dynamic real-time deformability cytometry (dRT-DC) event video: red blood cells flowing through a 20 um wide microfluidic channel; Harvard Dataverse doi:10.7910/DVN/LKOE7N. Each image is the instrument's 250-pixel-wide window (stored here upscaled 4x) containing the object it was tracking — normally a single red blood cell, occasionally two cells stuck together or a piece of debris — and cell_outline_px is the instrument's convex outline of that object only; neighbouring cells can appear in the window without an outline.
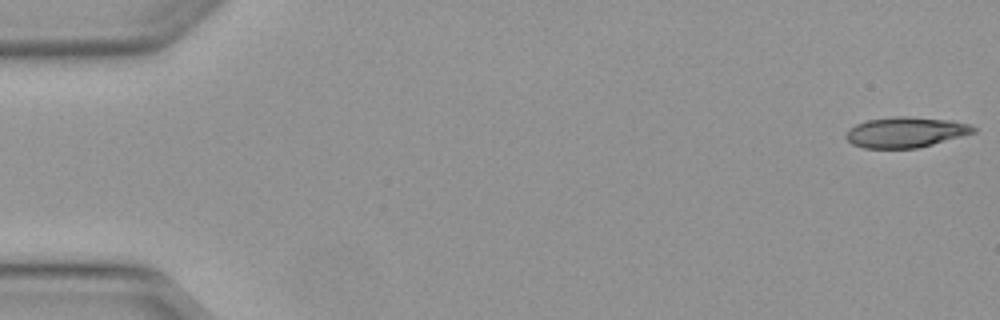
{"species": "Egyptian fruit bat (a non-hibernating species)", "species_latin": "Rousettus aegyptiacus", "temperature_condition": "warm", "stored_images_in_passage": 49, "camera_frame_rate_fps": 3000, "um_per_image_px": 0.085, "animal": {"sex": "female"}, "frame": {"image": 1, "passage_image": 1, "time_ms": 0.0, "image_size_px": [1000, 320], "cell_outline_px": [[976, 132], [920, 148], [864, 148], [852, 144], [844, 136], [848, 128], [856, 124], [868, 120], [892, 116], [908, 116], [948, 120], [972, 124], [976, 128]], "centroid_in_image_um": [76.98, 11.24], "position_along_channel_um": 8.0, "area_um2": 22.83}}
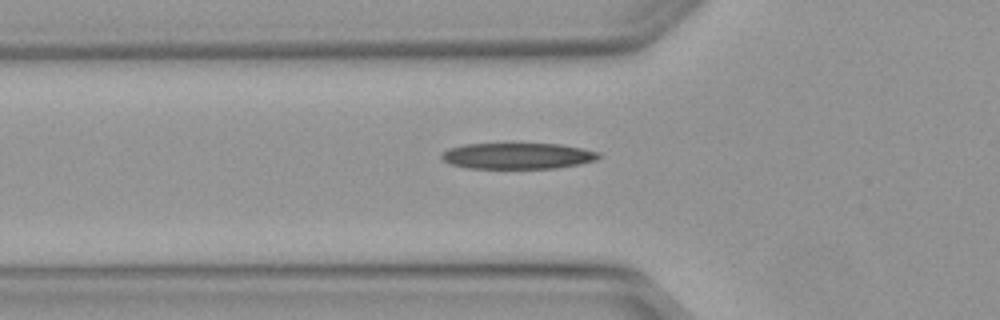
{"frame": {"image": 2, "passage_image": 17, "time_ms": 5.333, "image_size_px": [1000, 320], "cell_outline_px": [[600, 156], [596, 160], [580, 164], [556, 168], [468, 168], [448, 164], [440, 156], [448, 148], [464, 144], [560, 144], [600, 152]], "centroid_in_image_um": [43.98, 13.25], "position_along_channel_um": 81.8, "area_um2": 23.81}}
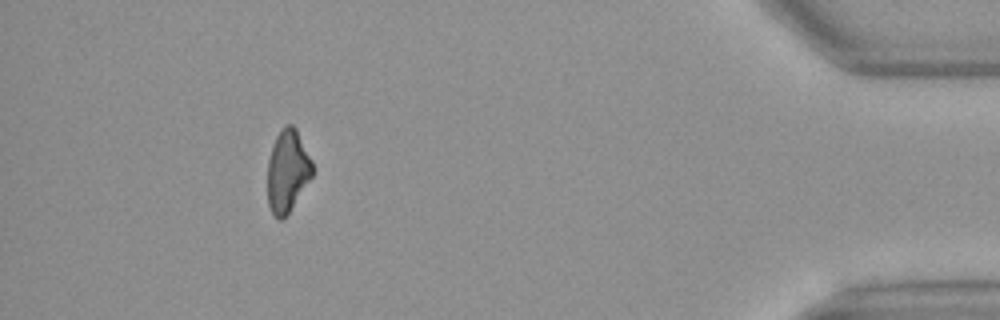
{"frame": {"image": 3, "passage_image": 45, "time_ms": 14.667, "image_size_px": [1000, 320], "cell_outline_px": [[312, 176], [288, 212], [280, 220], [276, 220], [272, 216], [268, 204], [268, 160], [276, 136], [280, 128], [284, 124], [292, 124], [296, 128], [312, 160]], "centroid_in_image_um": [24.42, 14.51], "position_along_channel_um": 410.8, "area_um2": 21.39}, "authors_computed_cell_mechanics": {"area_um2": 23.5246, "velocity_mm_per_s": 4.1498, "shape_relaxation_time_tau1_ms": 6.6234, "shape_relaxation_time_tau2_ms": 8.0294, "deformation_change_tau1": 0.211, "deformation_change_tau2": 0.2304}}